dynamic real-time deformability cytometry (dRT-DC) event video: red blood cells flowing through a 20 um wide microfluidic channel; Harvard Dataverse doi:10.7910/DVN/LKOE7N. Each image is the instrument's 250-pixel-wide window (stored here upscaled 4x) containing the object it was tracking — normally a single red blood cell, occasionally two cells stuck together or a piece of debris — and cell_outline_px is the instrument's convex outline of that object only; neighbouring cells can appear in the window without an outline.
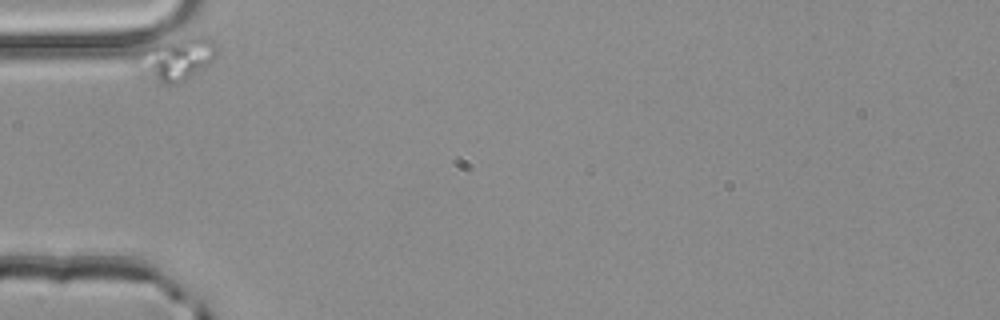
{"species": "common noctule bat (a hibernating species)", "species_latin": "Nyctalus noctula", "temperature_condition": "room temperature", "stored_images_in_passage": 34, "camera_frame_rate_fps": 3000, "um_per_image_px": 0.085, "animal": {"sex": "male", "body_mass_g": 20.4}, "frame": {"image": 1, "passage_image": 1, "time_ms": 0.0, "image_size_px": [1000, 320], "cell_outline_px": [[220, 44], [216, 56], [204, 68], [192, 76], [176, 84], [164, 84], [156, 76], [152, 68], [152, 48], [160, 44], [184, 36], [208, 36]], "centroid_in_image_um": [15.54, 4.91], "position_along_channel_um": 69.5, "area_um2": 16.99}}